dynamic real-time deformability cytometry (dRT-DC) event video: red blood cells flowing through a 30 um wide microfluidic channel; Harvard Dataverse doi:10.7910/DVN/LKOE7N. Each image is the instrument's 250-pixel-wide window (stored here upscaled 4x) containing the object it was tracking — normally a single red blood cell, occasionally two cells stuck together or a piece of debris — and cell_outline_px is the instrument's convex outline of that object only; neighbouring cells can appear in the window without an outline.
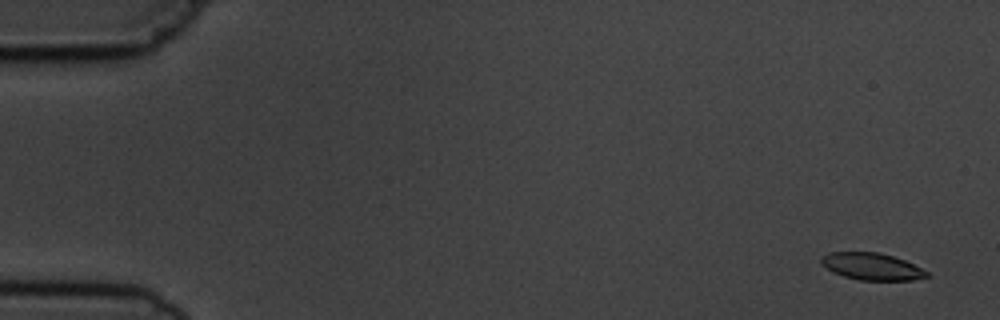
{"species": "common noctule bat (a hibernating species)", "species_latin": "Nyctalus noctula", "temperature_condition": "cold", "stored_images_in_passage": 5, "camera_frame_rate_fps": 3000, "um_per_image_px": 0.085, "animal": {"sex": "male", "body_mass_g": 19.5, "forearm_length_mm": 54.6}, "frame": {"image": 1, "passage_image": 1, "time_ms": 0.0, "image_size_px": [1000, 320], "cell_outline_px": [[932, 276], [912, 280], [860, 280], [844, 276], [832, 272], [820, 264], [820, 256], [828, 252], [880, 252], [904, 260], [928, 272]], "centroid_in_image_um": [74.06, 22.64], "position_along_channel_um": 10.9, "area_um2": 16.7}}
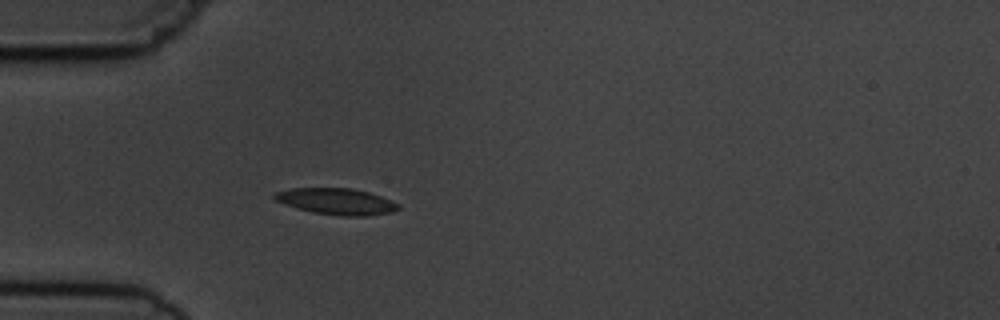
{"frame": {"image": 2, "passage_image": 5, "time_ms": 4.667, "image_size_px": [1000, 320], "cell_outline_px": [[400, 208], [392, 212], [368, 216], [340, 216], [312, 212], [296, 208], [276, 200], [272, 196], [276, 192], [292, 188], [352, 188], [368, 192], [392, 200], [400, 204]], "centroid_in_image_um": [28.64, 17.12], "position_along_channel_um": 56.4, "area_um2": 19.02}}